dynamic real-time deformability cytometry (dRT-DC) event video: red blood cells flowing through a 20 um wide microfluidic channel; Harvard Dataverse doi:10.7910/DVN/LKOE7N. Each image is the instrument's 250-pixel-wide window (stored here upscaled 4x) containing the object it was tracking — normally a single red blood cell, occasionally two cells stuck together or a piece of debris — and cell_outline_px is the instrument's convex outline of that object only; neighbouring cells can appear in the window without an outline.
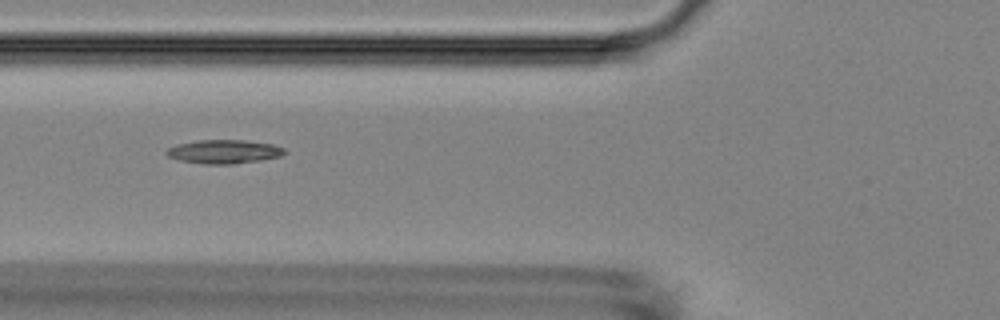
{"species": "Egyptian fruit bat (a non-hibernating species)", "species_latin": "Rousettus aegyptiacus", "temperature_condition": "room temperature", "stored_images_in_passage": 41, "camera_frame_rate_fps": 3000, "um_per_image_px": 0.085, "animal": {"sex": "female"}, "frame": {"image": 1, "passage_image": 7, "time_ms": 2.0, "image_size_px": [1000, 320], "cell_outline_px": [[288, 152], [280, 156], [260, 160], [232, 164], [204, 164], [180, 160], [168, 156], [164, 152], [168, 148], [176, 144], [196, 140], [244, 140], [272, 144], [284, 148]], "centroid_in_image_um": [19.02, 12.88], "position_along_channel_um": 106.8, "area_um2": 16.36}}
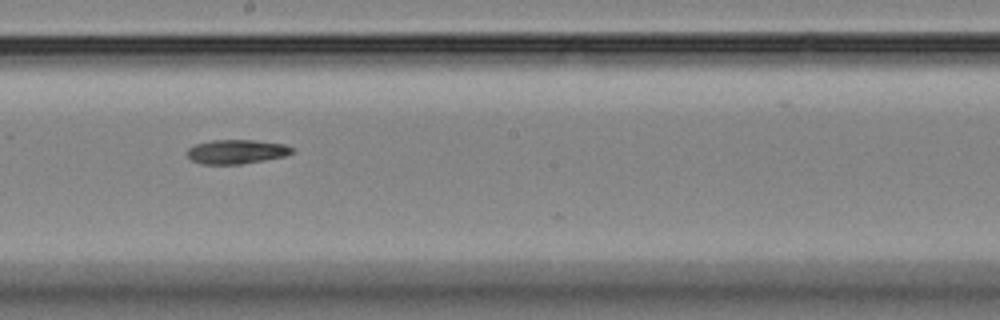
{"frame": {"image": 2, "passage_image": 17, "time_ms": 5.333, "image_size_px": [1000, 320], "cell_outline_px": [[292, 152], [284, 156], [264, 160], [240, 164], [200, 164], [192, 160], [184, 152], [188, 148], [196, 144], [212, 140], [252, 140], [284, 144], [292, 148]], "centroid_in_image_um": [20.04, 12.89], "position_along_channel_um": 228.2, "area_um2": 14.68}}
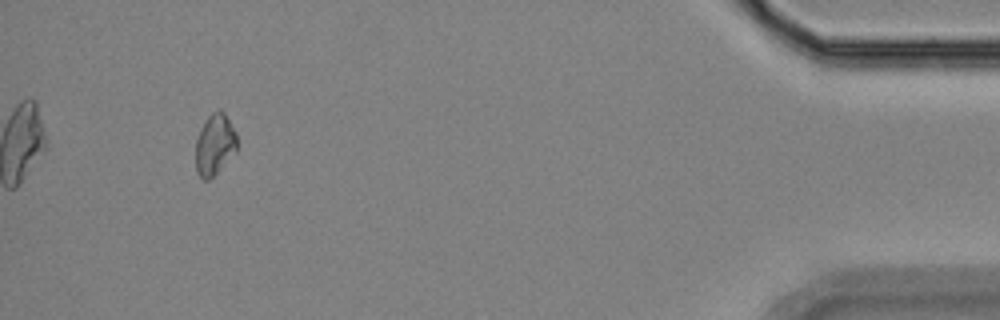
{"frame": {"image": 3, "passage_image": 38, "time_ms": 12.333, "image_size_px": [1000, 320], "cell_outline_px": [[236, 152], [208, 180], [204, 180], [196, 172], [196, 140], [200, 128], [208, 116], [212, 112], [220, 108], [224, 112], [236, 132]], "centroid_in_image_um": [18.24, 12.25], "position_along_channel_um": 417.0, "area_um2": 14.62}}